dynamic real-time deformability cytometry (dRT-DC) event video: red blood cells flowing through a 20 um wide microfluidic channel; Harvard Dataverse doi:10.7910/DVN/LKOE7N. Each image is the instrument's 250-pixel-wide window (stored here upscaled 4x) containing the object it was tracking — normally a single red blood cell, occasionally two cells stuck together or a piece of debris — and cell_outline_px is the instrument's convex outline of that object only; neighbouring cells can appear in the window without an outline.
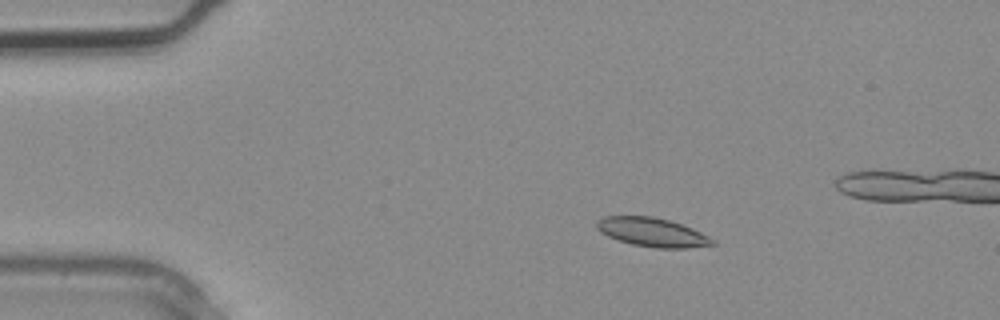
{"species": "common noctule bat (a hibernating species)", "species_latin": "Nyctalus noctula", "temperature_condition": "warm", "stored_images_in_passage": 3, "camera_frame_rate_fps": 3000, "um_per_image_px": 0.085, "animal": {"sex": "male", "body_mass_g": 20.4}, "frame": {"image": 1, "passage_image": 1, "time_ms": 0.0, "image_size_px": [1000, 320], "cell_outline_px": [[716, 244], [684, 248], [652, 248], [632, 244], [608, 236], [600, 232], [596, 228], [596, 220], [604, 216], [652, 216], [668, 220], [692, 228], [716, 240]], "centroid_in_image_um": [55.42, 19.74], "position_along_channel_um": 29.6, "area_um2": 19.42}}